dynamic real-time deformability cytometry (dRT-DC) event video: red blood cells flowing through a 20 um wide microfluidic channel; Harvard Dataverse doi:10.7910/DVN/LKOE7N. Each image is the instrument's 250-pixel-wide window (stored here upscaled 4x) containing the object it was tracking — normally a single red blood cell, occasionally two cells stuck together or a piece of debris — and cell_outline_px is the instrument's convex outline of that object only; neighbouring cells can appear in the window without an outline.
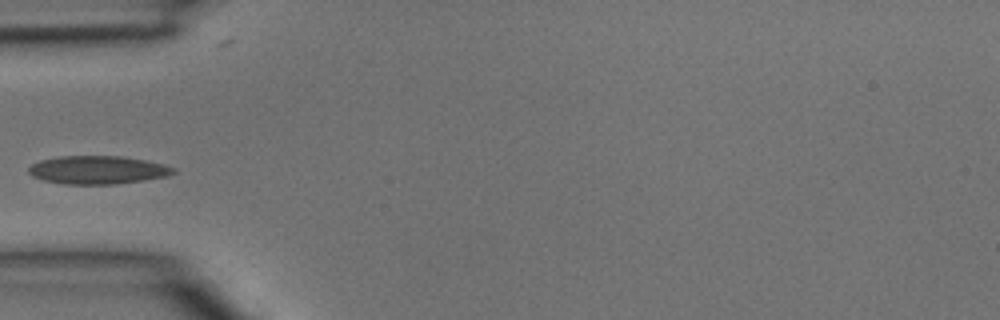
{"species": "common noctule bat (a hibernating species)", "species_latin": "Nyctalus noctula", "temperature_condition": "room temperature", "stored_images_in_passage": 4, "camera_frame_rate_fps": 3000, "um_per_image_px": 0.085, "animal": {"sex": "male", "body_mass_g": 15.6}, "frame": {"image": 1, "passage_image": 3, "time_ms": 0.667, "image_size_px": [1000, 320], "cell_outline_px": [[176, 172], [168, 176], [144, 180], [116, 184], [64, 184], [44, 180], [32, 176], [28, 172], [28, 168], [32, 164], [40, 160], [56, 156], [120, 156], [144, 160], [164, 164], [176, 168]], "centroid_in_image_um": [8.31, 14.44], "position_along_channel_um": 76.7, "area_um2": 23.87}}